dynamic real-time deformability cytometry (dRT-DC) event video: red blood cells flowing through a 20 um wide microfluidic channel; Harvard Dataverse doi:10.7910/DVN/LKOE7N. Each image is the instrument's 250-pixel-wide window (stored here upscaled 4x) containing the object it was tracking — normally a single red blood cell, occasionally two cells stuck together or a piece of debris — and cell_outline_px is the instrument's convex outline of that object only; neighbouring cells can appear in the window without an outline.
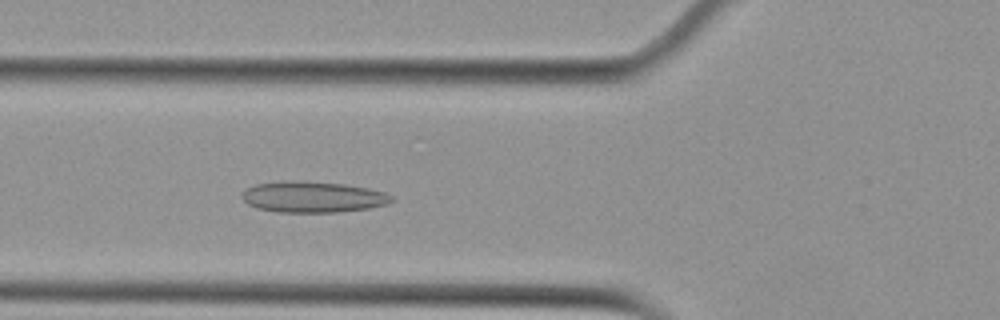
{"species": "Egyptian fruit bat (a non-hibernating species)", "species_latin": "Rousettus aegyptiacus", "temperature_condition": "cold", "stored_images_in_passage": 50, "camera_frame_rate_fps": 3000, "um_per_image_px": 0.085, "animal": {"sex": "female"}, "frame": {"image": 1, "passage_image": 19, "time_ms": 6.0, "image_size_px": [1000, 320], "cell_outline_px": [[396, 200], [388, 204], [368, 208], [340, 212], [276, 212], [256, 208], [248, 204], [240, 196], [248, 188], [256, 184], [284, 180], [304, 180], [344, 184], [368, 188], [384, 192], [396, 196]], "centroid_in_image_um": [26.63, 16.73], "position_along_channel_um": 99.2, "area_um2": 27.46}}
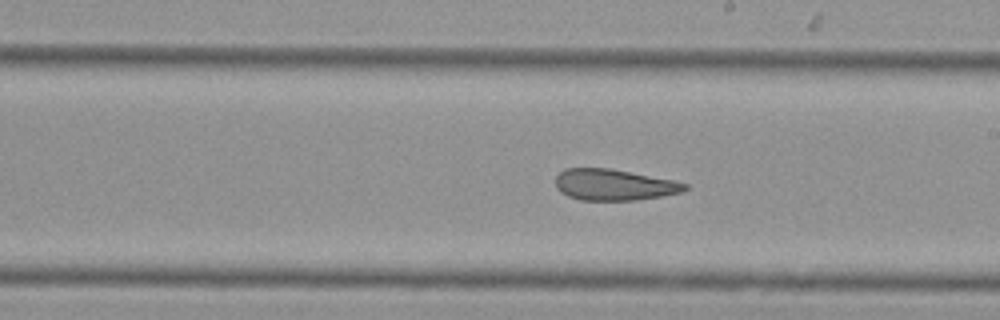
{"frame": {"image": 2, "passage_image": 30, "time_ms": 9.667, "image_size_px": [1000, 320], "cell_outline_px": [[688, 188], [680, 192], [660, 196], [636, 200], [580, 200], [568, 196], [560, 192], [556, 188], [556, 176], [564, 168], [608, 168], [672, 180], [688, 184]], "centroid_in_image_um": [52.14, 15.71], "position_along_channel_um": 236.9, "area_um2": 23.29}}
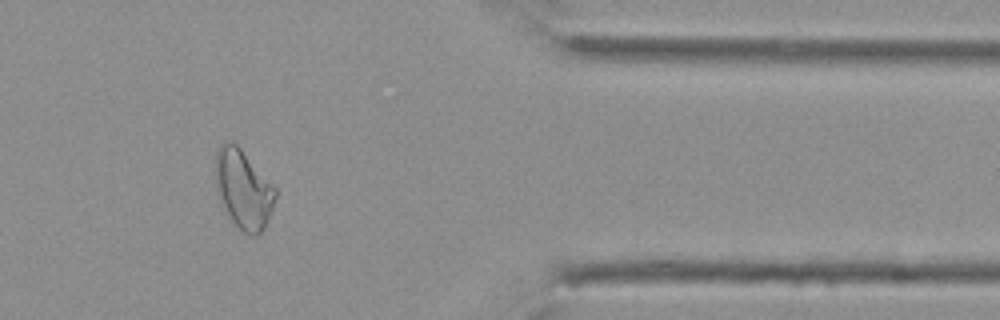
{"frame": {"image": 3, "passage_image": 44, "time_ms": 14.333, "image_size_px": [1000, 320], "cell_outline_px": [[276, 196], [268, 220], [264, 228], [256, 236], [252, 236], [244, 232], [228, 216], [216, 192], [216, 152], [220, 144], [224, 140], [232, 140], [240, 148], [276, 188]], "centroid_in_image_um": [20.67, 16.06], "position_along_channel_um": 390.7, "area_um2": 27.34}, "authors_computed_cell_mechanics": {"area_um2": 27.0793, "velocity_mm_per_s": 3.7591, "shape_relaxation_time_tau1_ms": null, "shape_relaxation_time_tau2_ms": 2.7803, "deformation_change_tau1": null, "deformation_change_tau2": 0.1056}}